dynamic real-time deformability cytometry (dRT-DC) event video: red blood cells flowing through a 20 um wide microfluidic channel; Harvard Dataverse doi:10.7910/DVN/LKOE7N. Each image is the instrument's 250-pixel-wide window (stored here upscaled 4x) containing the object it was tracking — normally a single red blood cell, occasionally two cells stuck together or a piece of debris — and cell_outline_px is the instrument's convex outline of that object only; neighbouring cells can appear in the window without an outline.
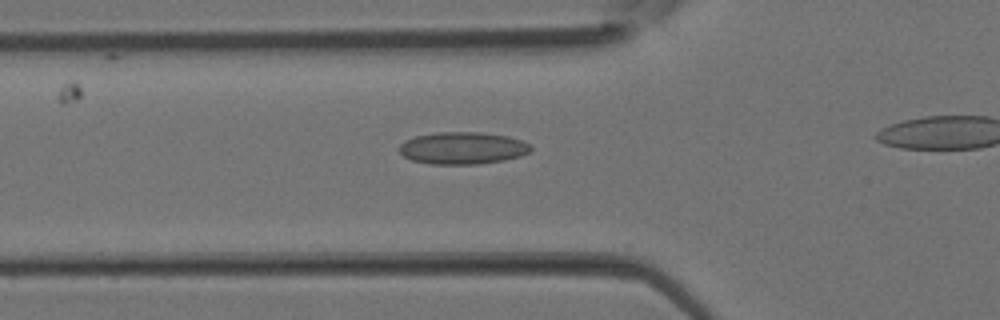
{"species": "Egyptian fruit bat (a non-hibernating species)", "species_latin": "Rousettus aegyptiacus", "temperature_condition": "room temperature", "stored_images_in_passage": 24, "camera_frame_rate_fps": 3000, "um_per_image_px": 0.085, "animal": {"sex": "female"}, "frame": {"image": 1, "passage_image": 7, "time_ms": 2.0, "image_size_px": [1000, 320], "cell_outline_px": [[532, 148], [528, 152], [520, 156], [504, 160], [476, 164], [428, 164], [412, 160], [404, 156], [400, 152], [400, 144], [404, 140], [416, 136], [440, 132], [480, 132], [508, 136], [520, 140], [528, 144]], "centroid_in_image_um": [39.3, 12.59], "position_along_channel_um": 86.5, "area_um2": 24.51}}
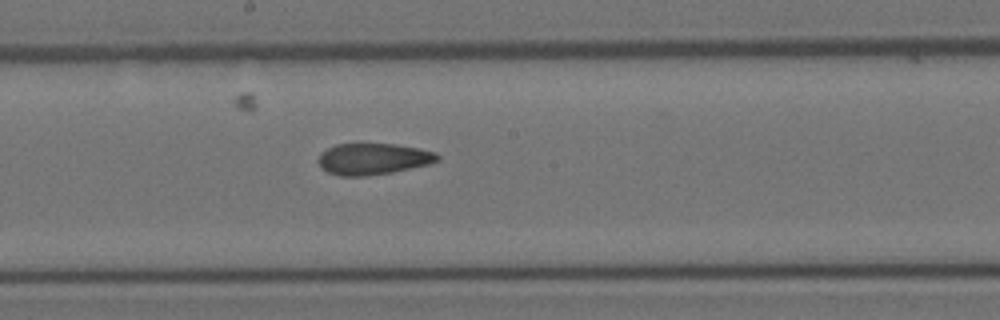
{"frame": {"image": 2, "passage_image": 14, "time_ms": 4.333, "image_size_px": [1000, 320], "cell_outline_px": [[440, 160], [428, 164], [392, 172], [364, 176], [340, 176], [328, 172], [320, 168], [316, 160], [320, 152], [336, 144], [396, 144], [420, 148], [436, 152], [440, 156]], "centroid_in_image_um": [31.69, 13.5], "position_along_channel_um": 216.5, "area_um2": 21.96}}
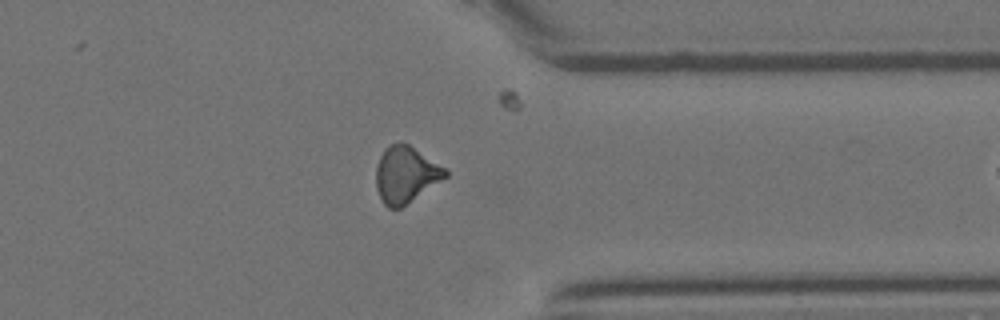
{"frame": {"image": 3, "passage_image": 23, "time_ms": 7.333, "image_size_px": [1000, 320], "cell_outline_px": [[448, 176], [400, 208], [388, 208], [384, 204], [376, 188], [376, 164], [384, 148], [392, 144], [408, 144], [448, 168]], "centroid_in_image_um": [34.5, 14.84], "position_along_channel_um": 376.9, "area_um2": 22.72}}